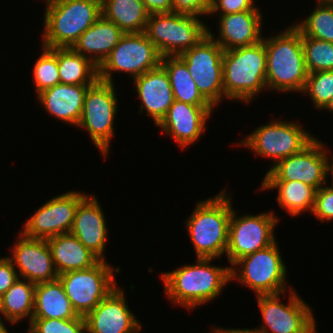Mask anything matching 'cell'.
I'll return each mask as SVG.
<instances>
[{"label": "cell", "mask_w": 333, "mask_h": 333, "mask_svg": "<svg viewBox=\"0 0 333 333\" xmlns=\"http://www.w3.org/2000/svg\"><path fill=\"white\" fill-rule=\"evenodd\" d=\"M212 260L214 258H197L195 265L162 272L166 296L189 310L217 298L231 280V268L209 265Z\"/></svg>", "instance_id": "cell-1"}, {"label": "cell", "mask_w": 333, "mask_h": 333, "mask_svg": "<svg viewBox=\"0 0 333 333\" xmlns=\"http://www.w3.org/2000/svg\"><path fill=\"white\" fill-rule=\"evenodd\" d=\"M267 54L266 87L278 92H303L308 72L305 66L301 32L294 26L264 38Z\"/></svg>", "instance_id": "cell-2"}, {"label": "cell", "mask_w": 333, "mask_h": 333, "mask_svg": "<svg viewBox=\"0 0 333 333\" xmlns=\"http://www.w3.org/2000/svg\"><path fill=\"white\" fill-rule=\"evenodd\" d=\"M225 192L198 202L185 222L197 258L217 259L226 253L233 207Z\"/></svg>", "instance_id": "cell-3"}, {"label": "cell", "mask_w": 333, "mask_h": 333, "mask_svg": "<svg viewBox=\"0 0 333 333\" xmlns=\"http://www.w3.org/2000/svg\"><path fill=\"white\" fill-rule=\"evenodd\" d=\"M266 61L264 37L254 45L224 51L225 98L249 103L256 94L266 89Z\"/></svg>", "instance_id": "cell-4"}, {"label": "cell", "mask_w": 333, "mask_h": 333, "mask_svg": "<svg viewBox=\"0 0 333 333\" xmlns=\"http://www.w3.org/2000/svg\"><path fill=\"white\" fill-rule=\"evenodd\" d=\"M43 47H71L102 15L101 0H45Z\"/></svg>", "instance_id": "cell-5"}, {"label": "cell", "mask_w": 333, "mask_h": 333, "mask_svg": "<svg viewBox=\"0 0 333 333\" xmlns=\"http://www.w3.org/2000/svg\"><path fill=\"white\" fill-rule=\"evenodd\" d=\"M198 17L175 12L149 15L145 35L160 55L177 56L196 45L208 34Z\"/></svg>", "instance_id": "cell-6"}, {"label": "cell", "mask_w": 333, "mask_h": 333, "mask_svg": "<svg viewBox=\"0 0 333 333\" xmlns=\"http://www.w3.org/2000/svg\"><path fill=\"white\" fill-rule=\"evenodd\" d=\"M279 252L275 241L264 249L238 259L230 266L231 280L237 279L254 290L256 295L285 293L288 288L285 283L287 270Z\"/></svg>", "instance_id": "cell-7"}, {"label": "cell", "mask_w": 333, "mask_h": 333, "mask_svg": "<svg viewBox=\"0 0 333 333\" xmlns=\"http://www.w3.org/2000/svg\"><path fill=\"white\" fill-rule=\"evenodd\" d=\"M111 266L105 260H99L90 268L59 274L58 278L78 315L85 316L118 287L114 275L120 268Z\"/></svg>", "instance_id": "cell-8"}, {"label": "cell", "mask_w": 333, "mask_h": 333, "mask_svg": "<svg viewBox=\"0 0 333 333\" xmlns=\"http://www.w3.org/2000/svg\"><path fill=\"white\" fill-rule=\"evenodd\" d=\"M114 83L97 79L88 87L83 110L77 127L89 133L94 145L107 156L114 135V118L117 113V95Z\"/></svg>", "instance_id": "cell-9"}, {"label": "cell", "mask_w": 333, "mask_h": 333, "mask_svg": "<svg viewBox=\"0 0 333 333\" xmlns=\"http://www.w3.org/2000/svg\"><path fill=\"white\" fill-rule=\"evenodd\" d=\"M222 47L207 34L196 45L177 55L197 85L198 91L213 106L225 97Z\"/></svg>", "instance_id": "cell-10"}, {"label": "cell", "mask_w": 333, "mask_h": 333, "mask_svg": "<svg viewBox=\"0 0 333 333\" xmlns=\"http://www.w3.org/2000/svg\"><path fill=\"white\" fill-rule=\"evenodd\" d=\"M162 56L144 32L125 33L98 67V79L110 83L112 72H126L136 78L161 64Z\"/></svg>", "instance_id": "cell-11"}, {"label": "cell", "mask_w": 333, "mask_h": 333, "mask_svg": "<svg viewBox=\"0 0 333 333\" xmlns=\"http://www.w3.org/2000/svg\"><path fill=\"white\" fill-rule=\"evenodd\" d=\"M290 288L288 304L280 303L279 294L256 295L263 324L256 333H316L312 309Z\"/></svg>", "instance_id": "cell-12"}, {"label": "cell", "mask_w": 333, "mask_h": 333, "mask_svg": "<svg viewBox=\"0 0 333 333\" xmlns=\"http://www.w3.org/2000/svg\"><path fill=\"white\" fill-rule=\"evenodd\" d=\"M314 138L298 123L282 122L278 119L258 127L239 144L251 148L255 154L275 159L274 162L277 163L299 153Z\"/></svg>", "instance_id": "cell-13"}, {"label": "cell", "mask_w": 333, "mask_h": 333, "mask_svg": "<svg viewBox=\"0 0 333 333\" xmlns=\"http://www.w3.org/2000/svg\"><path fill=\"white\" fill-rule=\"evenodd\" d=\"M233 209L229 223L227 258L232 266L238 259L264 249L275 242L274 227L278 223L273 212L236 216Z\"/></svg>", "instance_id": "cell-14"}, {"label": "cell", "mask_w": 333, "mask_h": 333, "mask_svg": "<svg viewBox=\"0 0 333 333\" xmlns=\"http://www.w3.org/2000/svg\"><path fill=\"white\" fill-rule=\"evenodd\" d=\"M314 138L299 153L274 163L263 181H301L316 191L327 184L328 151Z\"/></svg>", "instance_id": "cell-15"}, {"label": "cell", "mask_w": 333, "mask_h": 333, "mask_svg": "<svg viewBox=\"0 0 333 333\" xmlns=\"http://www.w3.org/2000/svg\"><path fill=\"white\" fill-rule=\"evenodd\" d=\"M86 196L76 191L55 196L38 208L20 232L26 237L37 239H48L70 233L76 209Z\"/></svg>", "instance_id": "cell-16"}, {"label": "cell", "mask_w": 333, "mask_h": 333, "mask_svg": "<svg viewBox=\"0 0 333 333\" xmlns=\"http://www.w3.org/2000/svg\"><path fill=\"white\" fill-rule=\"evenodd\" d=\"M121 288L115 287L84 316L86 333H139L141 323L128 308Z\"/></svg>", "instance_id": "cell-17"}, {"label": "cell", "mask_w": 333, "mask_h": 333, "mask_svg": "<svg viewBox=\"0 0 333 333\" xmlns=\"http://www.w3.org/2000/svg\"><path fill=\"white\" fill-rule=\"evenodd\" d=\"M20 239L11 248L8 257L13 265H17L19 278L35 284L52 281L58 278L47 239L29 238L21 232Z\"/></svg>", "instance_id": "cell-18"}, {"label": "cell", "mask_w": 333, "mask_h": 333, "mask_svg": "<svg viewBox=\"0 0 333 333\" xmlns=\"http://www.w3.org/2000/svg\"><path fill=\"white\" fill-rule=\"evenodd\" d=\"M213 109L212 105H192L174 100L157 126L185 148L199 140Z\"/></svg>", "instance_id": "cell-19"}, {"label": "cell", "mask_w": 333, "mask_h": 333, "mask_svg": "<svg viewBox=\"0 0 333 333\" xmlns=\"http://www.w3.org/2000/svg\"><path fill=\"white\" fill-rule=\"evenodd\" d=\"M94 195L86 196L78 205L70 233L100 260H105L106 220Z\"/></svg>", "instance_id": "cell-20"}, {"label": "cell", "mask_w": 333, "mask_h": 333, "mask_svg": "<svg viewBox=\"0 0 333 333\" xmlns=\"http://www.w3.org/2000/svg\"><path fill=\"white\" fill-rule=\"evenodd\" d=\"M262 14L260 10L221 14L219 19V39L208 29V34L224 51L254 45L263 39ZM213 34V35H212Z\"/></svg>", "instance_id": "cell-21"}, {"label": "cell", "mask_w": 333, "mask_h": 333, "mask_svg": "<svg viewBox=\"0 0 333 333\" xmlns=\"http://www.w3.org/2000/svg\"><path fill=\"white\" fill-rule=\"evenodd\" d=\"M133 81L142 102L141 110H146L157 125L174 102L173 91L165 68L160 64L157 68L134 78Z\"/></svg>", "instance_id": "cell-22"}, {"label": "cell", "mask_w": 333, "mask_h": 333, "mask_svg": "<svg viewBox=\"0 0 333 333\" xmlns=\"http://www.w3.org/2000/svg\"><path fill=\"white\" fill-rule=\"evenodd\" d=\"M124 34L115 23L101 15L80 35L71 48L99 67Z\"/></svg>", "instance_id": "cell-23"}, {"label": "cell", "mask_w": 333, "mask_h": 333, "mask_svg": "<svg viewBox=\"0 0 333 333\" xmlns=\"http://www.w3.org/2000/svg\"><path fill=\"white\" fill-rule=\"evenodd\" d=\"M90 85L56 84L37 94L45 110L55 118L77 126L86 91Z\"/></svg>", "instance_id": "cell-24"}, {"label": "cell", "mask_w": 333, "mask_h": 333, "mask_svg": "<svg viewBox=\"0 0 333 333\" xmlns=\"http://www.w3.org/2000/svg\"><path fill=\"white\" fill-rule=\"evenodd\" d=\"M47 243L58 274L87 269L100 260L71 233L48 238Z\"/></svg>", "instance_id": "cell-25"}, {"label": "cell", "mask_w": 333, "mask_h": 333, "mask_svg": "<svg viewBox=\"0 0 333 333\" xmlns=\"http://www.w3.org/2000/svg\"><path fill=\"white\" fill-rule=\"evenodd\" d=\"M78 316L59 278L35 285L32 319H73Z\"/></svg>", "instance_id": "cell-26"}, {"label": "cell", "mask_w": 333, "mask_h": 333, "mask_svg": "<svg viewBox=\"0 0 333 333\" xmlns=\"http://www.w3.org/2000/svg\"><path fill=\"white\" fill-rule=\"evenodd\" d=\"M101 12L124 33L144 32L149 17L141 0H101Z\"/></svg>", "instance_id": "cell-27"}, {"label": "cell", "mask_w": 333, "mask_h": 333, "mask_svg": "<svg viewBox=\"0 0 333 333\" xmlns=\"http://www.w3.org/2000/svg\"><path fill=\"white\" fill-rule=\"evenodd\" d=\"M27 281V282H26ZM35 283L18 278L17 281L0 297V313L12 324L25 317L30 323L33 317Z\"/></svg>", "instance_id": "cell-28"}, {"label": "cell", "mask_w": 333, "mask_h": 333, "mask_svg": "<svg viewBox=\"0 0 333 333\" xmlns=\"http://www.w3.org/2000/svg\"><path fill=\"white\" fill-rule=\"evenodd\" d=\"M60 83L92 85L98 79V67L71 47H57Z\"/></svg>", "instance_id": "cell-29"}, {"label": "cell", "mask_w": 333, "mask_h": 333, "mask_svg": "<svg viewBox=\"0 0 333 333\" xmlns=\"http://www.w3.org/2000/svg\"><path fill=\"white\" fill-rule=\"evenodd\" d=\"M261 188H278L277 201L281 208L292 216L303 211H313L316 190L301 181H262Z\"/></svg>", "instance_id": "cell-30"}, {"label": "cell", "mask_w": 333, "mask_h": 333, "mask_svg": "<svg viewBox=\"0 0 333 333\" xmlns=\"http://www.w3.org/2000/svg\"><path fill=\"white\" fill-rule=\"evenodd\" d=\"M161 65L169 76L174 100L192 105H211L198 91L186 64L178 56H163Z\"/></svg>", "instance_id": "cell-31"}, {"label": "cell", "mask_w": 333, "mask_h": 333, "mask_svg": "<svg viewBox=\"0 0 333 333\" xmlns=\"http://www.w3.org/2000/svg\"><path fill=\"white\" fill-rule=\"evenodd\" d=\"M294 26L301 36L333 43V3H317L312 14Z\"/></svg>", "instance_id": "cell-32"}, {"label": "cell", "mask_w": 333, "mask_h": 333, "mask_svg": "<svg viewBox=\"0 0 333 333\" xmlns=\"http://www.w3.org/2000/svg\"><path fill=\"white\" fill-rule=\"evenodd\" d=\"M306 70L309 73L333 70V43L301 36Z\"/></svg>", "instance_id": "cell-33"}, {"label": "cell", "mask_w": 333, "mask_h": 333, "mask_svg": "<svg viewBox=\"0 0 333 333\" xmlns=\"http://www.w3.org/2000/svg\"><path fill=\"white\" fill-rule=\"evenodd\" d=\"M43 52L35 62L33 69L34 86L37 94L60 83L57 63V47H42Z\"/></svg>", "instance_id": "cell-34"}, {"label": "cell", "mask_w": 333, "mask_h": 333, "mask_svg": "<svg viewBox=\"0 0 333 333\" xmlns=\"http://www.w3.org/2000/svg\"><path fill=\"white\" fill-rule=\"evenodd\" d=\"M302 93L309 94L316 109H323L333 97V70L309 73Z\"/></svg>", "instance_id": "cell-35"}, {"label": "cell", "mask_w": 333, "mask_h": 333, "mask_svg": "<svg viewBox=\"0 0 333 333\" xmlns=\"http://www.w3.org/2000/svg\"><path fill=\"white\" fill-rule=\"evenodd\" d=\"M28 333H86L84 316L73 319H32Z\"/></svg>", "instance_id": "cell-36"}, {"label": "cell", "mask_w": 333, "mask_h": 333, "mask_svg": "<svg viewBox=\"0 0 333 333\" xmlns=\"http://www.w3.org/2000/svg\"><path fill=\"white\" fill-rule=\"evenodd\" d=\"M312 214L321 222L333 219V189L330 186H322L316 191Z\"/></svg>", "instance_id": "cell-37"}, {"label": "cell", "mask_w": 333, "mask_h": 333, "mask_svg": "<svg viewBox=\"0 0 333 333\" xmlns=\"http://www.w3.org/2000/svg\"><path fill=\"white\" fill-rule=\"evenodd\" d=\"M255 0H210L209 14H232L243 11L259 10L254 6ZM220 11V12H219Z\"/></svg>", "instance_id": "cell-38"}, {"label": "cell", "mask_w": 333, "mask_h": 333, "mask_svg": "<svg viewBox=\"0 0 333 333\" xmlns=\"http://www.w3.org/2000/svg\"><path fill=\"white\" fill-rule=\"evenodd\" d=\"M173 12L185 15H209L210 0H172Z\"/></svg>", "instance_id": "cell-39"}, {"label": "cell", "mask_w": 333, "mask_h": 333, "mask_svg": "<svg viewBox=\"0 0 333 333\" xmlns=\"http://www.w3.org/2000/svg\"><path fill=\"white\" fill-rule=\"evenodd\" d=\"M19 278L16 267L8 257L0 258V297Z\"/></svg>", "instance_id": "cell-40"}, {"label": "cell", "mask_w": 333, "mask_h": 333, "mask_svg": "<svg viewBox=\"0 0 333 333\" xmlns=\"http://www.w3.org/2000/svg\"><path fill=\"white\" fill-rule=\"evenodd\" d=\"M149 15L173 12L172 0H141Z\"/></svg>", "instance_id": "cell-41"}, {"label": "cell", "mask_w": 333, "mask_h": 333, "mask_svg": "<svg viewBox=\"0 0 333 333\" xmlns=\"http://www.w3.org/2000/svg\"><path fill=\"white\" fill-rule=\"evenodd\" d=\"M212 333H256L252 331L251 329H222V328H217L211 331Z\"/></svg>", "instance_id": "cell-42"}, {"label": "cell", "mask_w": 333, "mask_h": 333, "mask_svg": "<svg viewBox=\"0 0 333 333\" xmlns=\"http://www.w3.org/2000/svg\"><path fill=\"white\" fill-rule=\"evenodd\" d=\"M333 157V155H332ZM331 162H329L328 164V168H327V174H330L331 173V179H332V189H333V158H332V164L330 165Z\"/></svg>", "instance_id": "cell-43"}, {"label": "cell", "mask_w": 333, "mask_h": 333, "mask_svg": "<svg viewBox=\"0 0 333 333\" xmlns=\"http://www.w3.org/2000/svg\"><path fill=\"white\" fill-rule=\"evenodd\" d=\"M323 109L329 110V112H333V97Z\"/></svg>", "instance_id": "cell-44"}, {"label": "cell", "mask_w": 333, "mask_h": 333, "mask_svg": "<svg viewBox=\"0 0 333 333\" xmlns=\"http://www.w3.org/2000/svg\"><path fill=\"white\" fill-rule=\"evenodd\" d=\"M0 333H8V330L5 328L4 323H0Z\"/></svg>", "instance_id": "cell-45"}, {"label": "cell", "mask_w": 333, "mask_h": 333, "mask_svg": "<svg viewBox=\"0 0 333 333\" xmlns=\"http://www.w3.org/2000/svg\"><path fill=\"white\" fill-rule=\"evenodd\" d=\"M333 3V0H317V3Z\"/></svg>", "instance_id": "cell-46"}]
</instances>
